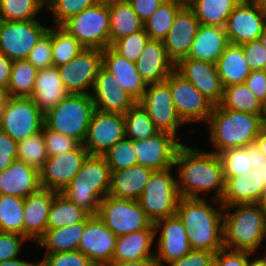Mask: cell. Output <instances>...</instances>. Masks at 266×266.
Segmentation results:
<instances>
[{
	"label": "cell",
	"instance_id": "6da1fadb",
	"mask_svg": "<svg viewBox=\"0 0 266 266\" xmlns=\"http://www.w3.org/2000/svg\"><path fill=\"white\" fill-rule=\"evenodd\" d=\"M174 168L182 198H202L203 193L213 190L214 197L211 199L216 203L221 200L225 179L223 163L218 154L182 144L176 152Z\"/></svg>",
	"mask_w": 266,
	"mask_h": 266
},
{
	"label": "cell",
	"instance_id": "7a4b0ae2",
	"mask_svg": "<svg viewBox=\"0 0 266 266\" xmlns=\"http://www.w3.org/2000/svg\"><path fill=\"white\" fill-rule=\"evenodd\" d=\"M218 208L205 198H180L176 215L188 232L191 249L216 253L223 245V205Z\"/></svg>",
	"mask_w": 266,
	"mask_h": 266
},
{
	"label": "cell",
	"instance_id": "3957f363",
	"mask_svg": "<svg viewBox=\"0 0 266 266\" xmlns=\"http://www.w3.org/2000/svg\"><path fill=\"white\" fill-rule=\"evenodd\" d=\"M231 210L233 212H230ZM264 239H266V211L260 203L223 207L225 248L256 254Z\"/></svg>",
	"mask_w": 266,
	"mask_h": 266
},
{
	"label": "cell",
	"instance_id": "277c9868",
	"mask_svg": "<svg viewBox=\"0 0 266 266\" xmlns=\"http://www.w3.org/2000/svg\"><path fill=\"white\" fill-rule=\"evenodd\" d=\"M265 114H250L220 105L213 107L207 121L209 125L210 143L216 154L230 148L245 147L253 144L264 124Z\"/></svg>",
	"mask_w": 266,
	"mask_h": 266
},
{
	"label": "cell",
	"instance_id": "5b68a950",
	"mask_svg": "<svg viewBox=\"0 0 266 266\" xmlns=\"http://www.w3.org/2000/svg\"><path fill=\"white\" fill-rule=\"evenodd\" d=\"M111 170L103 156L89 155L80 171L61 192L90 215H97L100 202L108 195Z\"/></svg>",
	"mask_w": 266,
	"mask_h": 266
},
{
	"label": "cell",
	"instance_id": "8992f818",
	"mask_svg": "<svg viewBox=\"0 0 266 266\" xmlns=\"http://www.w3.org/2000/svg\"><path fill=\"white\" fill-rule=\"evenodd\" d=\"M94 110L91 95L69 93L44 114V125L82 144Z\"/></svg>",
	"mask_w": 266,
	"mask_h": 266
},
{
	"label": "cell",
	"instance_id": "52a82bcc",
	"mask_svg": "<svg viewBox=\"0 0 266 266\" xmlns=\"http://www.w3.org/2000/svg\"><path fill=\"white\" fill-rule=\"evenodd\" d=\"M108 1L100 0L66 20L63 27L85 48L104 50L110 47Z\"/></svg>",
	"mask_w": 266,
	"mask_h": 266
},
{
	"label": "cell",
	"instance_id": "ba28073f",
	"mask_svg": "<svg viewBox=\"0 0 266 266\" xmlns=\"http://www.w3.org/2000/svg\"><path fill=\"white\" fill-rule=\"evenodd\" d=\"M174 167L153 171L138 202L147 217L155 223L162 218L176 215L181 198L176 177L172 176Z\"/></svg>",
	"mask_w": 266,
	"mask_h": 266
},
{
	"label": "cell",
	"instance_id": "9c48e42d",
	"mask_svg": "<svg viewBox=\"0 0 266 266\" xmlns=\"http://www.w3.org/2000/svg\"><path fill=\"white\" fill-rule=\"evenodd\" d=\"M97 216L117 237L146 229L153 223L138 200L116 198L110 194L100 202Z\"/></svg>",
	"mask_w": 266,
	"mask_h": 266
},
{
	"label": "cell",
	"instance_id": "30bf717a",
	"mask_svg": "<svg viewBox=\"0 0 266 266\" xmlns=\"http://www.w3.org/2000/svg\"><path fill=\"white\" fill-rule=\"evenodd\" d=\"M44 126V114L30 97H10L0 121V129L19 142L38 134Z\"/></svg>",
	"mask_w": 266,
	"mask_h": 266
},
{
	"label": "cell",
	"instance_id": "8fae6325",
	"mask_svg": "<svg viewBox=\"0 0 266 266\" xmlns=\"http://www.w3.org/2000/svg\"><path fill=\"white\" fill-rule=\"evenodd\" d=\"M48 27L40 21H1L0 53L12 61L25 60Z\"/></svg>",
	"mask_w": 266,
	"mask_h": 266
},
{
	"label": "cell",
	"instance_id": "7c38bea8",
	"mask_svg": "<svg viewBox=\"0 0 266 266\" xmlns=\"http://www.w3.org/2000/svg\"><path fill=\"white\" fill-rule=\"evenodd\" d=\"M166 81L169 83L176 112L185 124L208 121L214 105L188 80L175 70Z\"/></svg>",
	"mask_w": 266,
	"mask_h": 266
},
{
	"label": "cell",
	"instance_id": "4fadbf2b",
	"mask_svg": "<svg viewBox=\"0 0 266 266\" xmlns=\"http://www.w3.org/2000/svg\"><path fill=\"white\" fill-rule=\"evenodd\" d=\"M101 66L102 50L84 48L68 63L57 68L62 84L69 93L90 95Z\"/></svg>",
	"mask_w": 266,
	"mask_h": 266
},
{
	"label": "cell",
	"instance_id": "5bb4252c",
	"mask_svg": "<svg viewBox=\"0 0 266 266\" xmlns=\"http://www.w3.org/2000/svg\"><path fill=\"white\" fill-rule=\"evenodd\" d=\"M138 102L147 111L159 131L168 132L177 137V130L182 125H186L176 112L169 83L166 80L148 84Z\"/></svg>",
	"mask_w": 266,
	"mask_h": 266
},
{
	"label": "cell",
	"instance_id": "9a60e30c",
	"mask_svg": "<svg viewBox=\"0 0 266 266\" xmlns=\"http://www.w3.org/2000/svg\"><path fill=\"white\" fill-rule=\"evenodd\" d=\"M125 137V120L121 113L95 109L83 145L89 155L103 156Z\"/></svg>",
	"mask_w": 266,
	"mask_h": 266
},
{
	"label": "cell",
	"instance_id": "2e32d148",
	"mask_svg": "<svg viewBox=\"0 0 266 266\" xmlns=\"http://www.w3.org/2000/svg\"><path fill=\"white\" fill-rule=\"evenodd\" d=\"M265 26L266 13L253 0H241L229 15L225 32L229 43L242 45L259 39Z\"/></svg>",
	"mask_w": 266,
	"mask_h": 266
},
{
	"label": "cell",
	"instance_id": "e0dca14e",
	"mask_svg": "<svg viewBox=\"0 0 266 266\" xmlns=\"http://www.w3.org/2000/svg\"><path fill=\"white\" fill-rule=\"evenodd\" d=\"M89 156L83 144L74 150L48 158L39 171L41 187L61 193L80 171Z\"/></svg>",
	"mask_w": 266,
	"mask_h": 266
},
{
	"label": "cell",
	"instance_id": "ac0fdd59",
	"mask_svg": "<svg viewBox=\"0 0 266 266\" xmlns=\"http://www.w3.org/2000/svg\"><path fill=\"white\" fill-rule=\"evenodd\" d=\"M154 225L155 237L161 230L157 243L158 250L154 251L158 266L178 260L192 250L187 229L177 215L157 220Z\"/></svg>",
	"mask_w": 266,
	"mask_h": 266
},
{
	"label": "cell",
	"instance_id": "d6986e66",
	"mask_svg": "<svg viewBox=\"0 0 266 266\" xmlns=\"http://www.w3.org/2000/svg\"><path fill=\"white\" fill-rule=\"evenodd\" d=\"M132 143L136 150L137 165L153 171L174 167L176 152L182 145L177 137L164 131L143 141L132 140Z\"/></svg>",
	"mask_w": 266,
	"mask_h": 266
},
{
	"label": "cell",
	"instance_id": "ffe728a7",
	"mask_svg": "<svg viewBox=\"0 0 266 266\" xmlns=\"http://www.w3.org/2000/svg\"><path fill=\"white\" fill-rule=\"evenodd\" d=\"M117 236L97 215L86 219L78 250L95 266H105L113 259Z\"/></svg>",
	"mask_w": 266,
	"mask_h": 266
},
{
	"label": "cell",
	"instance_id": "44dd1931",
	"mask_svg": "<svg viewBox=\"0 0 266 266\" xmlns=\"http://www.w3.org/2000/svg\"><path fill=\"white\" fill-rule=\"evenodd\" d=\"M175 71L190 81L214 106L221 103L224 87L216 63L186 57L175 64Z\"/></svg>",
	"mask_w": 266,
	"mask_h": 266
},
{
	"label": "cell",
	"instance_id": "7402d4cb",
	"mask_svg": "<svg viewBox=\"0 0 266 266\" xmlns=\"http://www.w3.org/2000/svg\"><path fill=\"white\" fill-rule=\"evenodd\" d=\"M90 95L95 109L104 112L125 114L137 102L103 66L99 68Z\"/></svg>",
	"mask_w": 266,
	"mask_h": 266
},
{
	"label": "cell",
	"instance_id": "603a6c76",
	"mask_svg": "<svg viewBox=\"0 0 266 266\" xmlns=\"http://www.w3.org/2000/svg\"><path fill=\"white\" fill-rule=\"evenodd\" d=\"M199 26L200 22L189 6L184 5L177 12L163 40L167 54L175 64L188 56Z\"/></svg>",
	"mask_w": 266,
	"mask_h": 266
},
{
	"label": "cell",
	"instance_id": "cb8c5ba5",
	"mask_svg": "<svg viewBox=\"0 0 266 266\" xmlns=\"http://www.w3.org/2000/svg\"><path fill=\"white\" fill-rule=\"evenodd\" d=\"M58 192L40 187L24 198V237L37 242L47 230L48 212Z\"/></svg>",
	"mask_w": 266,
	"mask_h": 266
},
{
	"label": "cell",
	"instance_id": "d4e9b609",
	"mask_svg": "<svg viewBox=\"0 0 266 266\" xmlns=\"http://www.w3.org/2000/svg\"><path fill=\"white\" fill-rule=\"evenodd\" d=\"M265 192L261 172L251 169L241 176L227 178L220 202L223 206L260 203Z\"/></svg>",
	"mask_w": 266,
	"mask_h": 266
},
{
	"label": "cell",
	"instance_id": "484cf974",
	"mask_svg": "<svg viewBox=\"0 0 266 266\" xmlns=\"http://www.w3.org/2000/svg\"><path fill=\"white\" fill-rule=\"evenodd\" d=\"M136 69L146 84L163 82L175 70L161 40H149L135 62Z\"/></svg>",
	"mask_w": 266,
	"mask_h": 266
},
{
	"label": "cell",
	"instance_id": "4316f807",
	"mask_svg": "<svg viewBox=\"0 0 266 266\" xmlns=\"http://www.w3.org/2000/svg\"><path fill=\"white\" fill-rule=\"evenodd\" d=\"M40 187L39 171L18 159L0 172V195L25 198Z\"/></svg>",
	"mask_w": 266,
	"mask_h": 266
},
{
	"label": "cell",
	"instance_id": "83f0119b",
	"mask_svg": "<svg viewBox=\"0 0 266 266\" xmlns=\"http://www.w3.org/2000/svg\"><path fill=\"white\" fill-rule=\"evenodd\" d=\"M102 66L108 70L137 102L147 88L146 82L136 69L134 62L120 56L111 47L102 50Z\"/></svg>",
	"mask_w": 266,
	"mask_h": 266
},
{
	"label": "cell",
	"instance_id": "f1b7e54d",
	"mask_svg": "<svg viewBox=\"0 0 266 266\" xmlns=\"http://www.w3.org/2000/svg\"><path fill=\"white\" fill-rule=\"evenodd\" d=\"M68 95L69 92L62 84L57 67L37 71L34 90L30 98L43 114L54 108Z\"/></svg>",
	"mask_w": 266,
	"mask_h": 266
},
{
	"label": "cell",
	"instance_id": "f546056e",
	"mask_svg": "<svg viewBox=\"0 0 266 266\" xmlns=\"http://www.w3.org/2000/svg\"><path fill=\"white\" fill-rule=\"evenodd\" d=\"M228 44L225 27L200 24L187 58L216 63Z\"/></svg>",
	"mask_w": 266,
	"mask_h": 266
},
{
	"label": "cell",
	"instance_id": "4dcf8cb0",
	"mask_svg": "<svg viewBox=\"0 0 266 266\" xmlns=\"http://www.w3.org/2000/svg\"><path fill=\"white\" fill-rule=\"evenodd\" d=\"M155 225L152 223L148 228L131 232L117 237L114 261H131L145 258H155L152 244L155 237Z\"/></svg>",
	"mask_w": 266,
	"mask_h": 266
},
{
	"label": "cell",
	"instance_id": "1f68e13d",
	"mask_svg": "<svg viewBox=\"0 0 266 266\" xmlns=\"http://www.w3.org/2000/svg\"><path fill=\"white\" fill-rule=\"evenodd\" d=\"M153 170L135 165L111 171L110 195L116 198L138 200L149 182Z\"/></svg>",
	"mask_w": 266,
	"mask_h": 266
},
{
	"label": "cell",
	"instance_id": "d6a6232c",
	"mask_svg": "<svg viewBox=\"0 0 266 266\" xmlns=\"http://www.w3.org/2000/svg\"><path fill=\"white\" fill-rule=\"evenodd\" d=\"M224 171V179L241 176L251 169H259L266 161L255 143L245 147L230 148L218 154Z\"/></svg>",
	"mask_w": 266,
	"mask_h": 266
},
{
	"label": "cell",
	"instance_id": "836d02e7",
	"mask_svg": "<svg viewBox=\"0 0 266 266\" xmlns=\"http://www.w3.org/2000/svg\"><path fill=\"white\" fill-rule=\"evenodd\" d=\"M108 7L110 47L117 40L144 29V22L127 0L108 1Z\"/></svg>",
	"mask_w": 266,
	"mask_h": 266
},
{
	"label": "cell",
	"instance_id": "e575fe53",
	"mask_svg": "<svg viewBox=\"0 0 266 266\" xmlns=\"http://www.w3.org/2000/svg\"><path fill=\"white\" fill-rule=\"evenodd\" d=\"M223 87L244 83L251 69L244 58L241 45L229 43L216 62Z\"/></svg>",
	"mask_w": 266,
	"mask_h": 266
},
{
	"label": "cell",
	"instance_id": "d590c367",
	"mask_svg": "<svg viewBox=\"0 0 266 266\" xmlns=\"http://www.w3.org/2000/svg\"><path fill=\"white\" fill-rule=\"evenodd\" d=\"M85 225L86 220L56 229H47L36 243L44 247L47 253L76 251Z\"/></svg>",
	"mask_w": 266,
	"mask_h": 266
},
{
	"label": "cell",
	"instance_id": "8d00e7d4",
	"mask_svg": "<svg viewBox=\"0 0 266 266\" xmlns=\"http://www.w3.org/2000/svg\"><path fill=\"white\" fill-rule=\"evenodd\" d=\"M241 0H194L188 6L202 25L225 27L229 15Z\"/></svg>",
	"mask_w": 266,
	"mask_h": 266
},
{
	"label": "cell",
	"instance_id": "74e56055",
	"mask_svg": "<svg viewBox=\"0 0 266 266\" xmlns=\"http://www.w3.org/2000/svg\"><path fill=\"white\" fill-rule=\"evenodd\" d=\"M219 105L224 109L244 113L265 114V105L245 83L224 87L223 98Z\"/></svg>",
	"mask_w": 266,
	"mask_h": 266
},
{
	"label": "cell",
	"instance_id": "f35d334b",
	"mask_svg": "<svg viewBox=\"0 0 266 266\" xmlns=\"http://www.w3.org/2000/svg\"><path fill=\"white\" fill-rule=\"evenodd\" d=\"M89 216L83 208L69 201L62 193H57L48 212L47 229L84 222Z\"/></svg>",
	"mask_w": 266,
	"mask_h": 266
},
{
	"label": "cell",
	"instance_id": "ab89813d",
	"mask_svg": "<svg viewBox=\"0 0 266 266\" xmlns=\"http://www.w3.org/2000/svg\"><path fill=\"white\" fill-rule=\"evenodd\" d=\"M174 0H164L153 14L144 22V29L150 40L163 41L170 31L177 12L183 7Z\"/></svg>",
	"mask_w": 266,
	"mask_h": 266
},
{
	"label": "cell",
	"instance_id": "60d3db41",
	"mask_svg": "<svg viewBox=\"0 0 266 266\" xmlns=\"http://www.w3.org/2000/svg\"><path fill=\"white\" fill-rule=\"evenodd\" d=\"M123 116L125 137L131 140L143 141L159 132L139 102H136Z\"/></svg>",
	"mask_w": 266,
	"mask_h": 266
},
{
	"label": "cell",
	"instance_id": "b9f144b4",
	"mask_svg": "<svg viewBox=\"0 0 266 266\" xmlns=\"http://www.w3.org/2000/svg\"><path fill=\"white\" fill-rule=\"evenodd\" d=\"M37 69L27 60L13 61L8 93L10 97H31L37 76Z\"/></svg>",
	"mask_w": 266,
	"mask_h": 266
},
{
	"label": "cell",
	"instance_id": "7bdbcfd3",
	"mask_svg": "<svg viewBox=\"0 0 266 266\" xmlns=\"http://www.w3.org/2000/svg\"><path fill=\"white\" fill-rule=\"evenodd\" d=\"M48 30L51 32L54 67L68 63L85 48L61 26L48 27Z\"/></svg>",
	"mask_w": 266,
	"mask_h": 266
},
{
	"label": "cell",
	"instance_id": "ee69618b",
	"mask_svg": "<svg viewBox=\"0 0 266 266\" xmlns=\"http://www.w3.org/2000/svg\"><path fill=\"white\" fill-rule=\"evenodd\" d=\"M24 198L0 195V232L24 236Z\"/></svg>",
	"mask_w": 266,
	"mask_h": 266
},
{
	"label": "cell",
	"instance_id": "f6af8a7d",
	"mask_svg": "<svg viewBox=\"0 0 266 266\" xmlns=\"http://www.w3.org/2000/svg\"><path fill=\"white\" fill-rule=\"evenodd\" d=\"M42 8L45 5L41 0H0V20H36Z\"/></svg>",
	"mask_w": 266,
	"mask_h": 266
},
{
	"label": "cell",
	"instance_id": "bcb514c9",
	"mask_svg": "<svg viewBox=\"0 0 266 266\" xmlns=\"http://www.w3.org/2000/svg\"><path fill=\"white\" fill-rule=\"evenodd\" d=\"M19 161L25 162L29 166L40 171L48 159L45 140L42 132L29 136L18 142Z\"/></svg>",
	"mask_w": 266,
	"mask_h": 266
},
{
	"label": "cell",
	"instance_id": "7dc6e473",
	"mask_svg": "<svg viewBox=\"0 0 266 266\" xmlns=\"http://www.w3.org/2000/svg\"><path fill=\"white\" fill-rule=\"evenodd\" d=\"M103 157L111 171H118L137 165L136 150L132 140L127 137L115 143Z\"/></svg>",
	"mask_w": 266,
	"mask_h": 266
},
{
	"label": "cell",
	"instance_id": "c3c4849f",
	"mask_svg": "<svg viewBox=\"0 0 266 266\" xmlns=\"http://www.w3.org/2000/svg\"><path fill=\"white\" fill-rule=\"evenodd\" d=\"M100 0H50L45 8L53 14L54 26H61L70 17L92 7Z\"/></svg>",
	"mask_w": 266,
	"mask_h": 266
},
{
	"label": "cell",
	"instance_id": "681fc988",
	"mask_svg": "<svg viewBox=\"0 0 266 266\" xmlns=\"http://www.w3.org/2000/svg\"><path fill=\"white\" fill-rule=\"evenodd\" d=\"M149 40L148 34L143 29L117 40L111 48L120 56L135 63Z\"/></svg>",
	"mask_w": 266,
	"mask_h": 266
},
{
	"label": "cell",
	"instance_id": "f907efd6",
	"mask_svg": "<svg viewBox=\"0 0 266 266\" xmlns=\"http://www.w3.org/2000/svg\"><path fill=\"white\" fill-rule=\"evenodd\" d=\"M48 158L74 150L80 143L74 138L47 128H42Z\"/></svg>",
	"mask_w": 266,
	"mask_h": 266
},
{
	"label": "cell",
	"instance_id": "816d5d0a",
	"mask_svg": "<svg viewBox=\"0 0 266 266\" xmlns=\"http://www.w3.org/2000/svg\"><path fill=\"white\" fill-rule=\"evenodd\" d=\"M27 60L37 69L53 67L51 32H47L39 39L36 46L31 50Z\"/></svg>",
	"mask_w": 266,
	"mask_h": 266
},
{
	"label": "cell",
	"instance_id": "f5cc1de1",
	"mask_svg": "<svg viewBox=\"0 0 266 266\" xmlns=\"http://www.w3.org/2000/svg\"><path fill=\"white\" fill-rule=\"evenodd\" d=\"M41 262L44 266H95L91 260L79 250L46 253Z\"/></svg>",
	"mask_w": 266,
	"mask_h": 266
},
{
	"label": "cell",
	"instance_id": "db71d44e",
	"mask_svg": "<svg viewBox=\"0 0 266 266\" xmlns=\"http://www.w3.org/2000/svg\"><path fill=\"white\" fill-rule=\"evenodd\" d=\"M25 241H27V239L23 235L0 232V263L13 258H18Z\"/></svg>",
	"mask_w": 266,
	"mask_h": 266
},
{
	"label": "cell",
	"instance_id": "11a10c76",
	"mask_svg": "<svg viewBox=\"0 0 266 266\" xmlns=\"http://www.w3.org/2000/svg\"><path fill=\"white\" fill-rule=\"evenodd\" d=\"M244 58L251 71L266 70V48L259 39L241 45Z\"/></svg>",
	"mask_w": 266,
	"mask_h": 266
},
{
	"label": "cell",
	"instance_id": "9f6ffc18",
	"mask_svg": "<svg viewBox=\"0 0 266 266\" xmlns=\"http://www.w3.org/2000/svg\"><path fill=\"white\" fill-rule=\"evenodd\" d=\"M252 255L250 252L223 247L215 253L214 260L219 266H248L249 257Z\"/></svg>",
	"mask_w": 266,
	"mask_h": 266
},
{
	"label": "cell",
	"instance_id": "6f0895ef",
	"mask_svg": "<svg viewBox=\"0 0 266 266\" xmlns=\"http://www.w3.org/2000/svg\"><path fill=\"white\" fill-rule=\"evenodd\" d=\"M214 256V253L207 250L192 249L180 259L167 264L168 266H209L214 260Z\"/></svg>",
	"mask_w": 266,
	"mask_h": 266
},
{
	"label": "cell",
	"instance_id": "680465c9",
	"mask_svg": "<svg viewBox=\"0 0 266 266\" xmlns=\"http://www.w3.org/2000/svg\"><path fill=\"white\" fill-rule=\"evenodd\" d=\"M18 157V142L0 129V172L9 167Z\"/></svg>",
	"mask_w": 266,
	"mask_h": 266
},
{
	"label": "cell",
	"instance_id": "91938a15",
	"mask_svg": "<svg viewBox=\"0 0 266 266\" xmlns=\"http://www.w3.org/2000/svg\"><path fill=\"white\" fill-rule=\"evenodd\" d=\"M244 83L266 106V70L251 71Z\"/></svg>",
	"mask_w": 266,
	"mask_h": 266
},
{
	"label": "cell",
	"instance_id": "94428289",
	"mask_svg": "<svg viewBox=\"0 0 266 266\" xmlns=\"http://www.w3.org/2000/svg\"><path fill=\"white\" fill-rule=\"evenodd\" d=\"M138 17L145 22L164 0H127Z\"/></svg>",
	"mask_w": 266,
	"mask_h": 266
},
{
	"label": "cell",
	"instance_id": "6125c7cd",
	"mask_svg": "<svg viewBox=\"0 0 266 266\" xmlns=\"http://www.w3.org/2000/svg\"><path fill=\"white\" fill-rule=\"evenodd\" d=\"M13 61L0 53V86L8 88Z\"/></svg>",
	"mask_w": 266,
	"mask_h": 266
},
{
	"label": "cell",
	"instance_id": "be15d7a7",
	"mask_svg": "<svg viewBox=\"0 0 266 266\" xmlns=\"http://www.w3.org/2000/svg\"><path fill=\"white\" fill-rule=\"evenodd\" d=\"M105 266H158L155 258H145L131 261H114L112 260Z\"/></svg>",
	"mask_w": 266,
	"mask_h": 266
},
{
	"label": "cell",
	"instance_id": "e7e4bbea",
	"mask_svg": "<svg viewBox=\"0 0 266 266\" xmlns=\"http://www.w3.org/2000/svg\"><path fill=\"white\" fill-rule=\"evenodd\" d=\"M261 153L266 157V125H262L254 142Z\"/></svg>",
	"mask_w": 266,
	"mask_h": 266
},
{
	"label": "cell",
	"instance_id": "03108f58",
	"mask_svg": "<svg viewBox=\"0 0 266 266\" xmlns=\"http://www.w3.org/2000/svg\"><path fill=\"white\" fill-rule=\"evenodd\" d=\"M9 98L8 89L0 86V121Z\"/></svg>",
	"mask_w": 266,
	"mask_h": 266
},
{
	"label": "cell",
	"instance_id": "003e7915",
	"mask_svg": "<svg viewBox=\"0 0 266 266\" xmlns=\"http://www.w3.org/2000/svg\"><path fill=\"white\" fill-rule=\"evenodd\" d=\"M34 263L33 262H28L23 259L18 258H13L10 260H6L0 263V266H32Z\"/></svg>",
	"mask_w": 266,
	"mask_h": 266
},
{
	"label": "cell",
	"instance_id": "a7ac6f4b",
	"mask_svg": "<svg viewBox=\"0 0 266 266\" xmlns=\"http://www.w3.org/2000/svg\"><path fill=\"white\" fill-rule=\"evenodd\" d=\"M248 266H266V252H264V256L260 258H257L256 256L253 261H251L249 258Z\"/></svg>",
	"mask_w": 266,
	"mask_h": 266
},
{
	"label": "cell",
	"instance_id": "89a4df30",
	"mask_svg": "<svg viewBox=\"0 0 266 266\" xmlns=\"http://www.w3.org/2000/svg\"><path fill=\"white\" fill-rule=\"evenodd\" d=\"M257 170L261 172L262 180H264V185L266 189V161H264L263 164Z\"/></svg>",
	"mask_w": 266,
	"mask_h": 266
},
{
	"label": "cell",
	"instance_id": "2644e50d",
	"mask_svg": "<svg viewBox=\"0 0 266 266\" xmlns=\"http://www.w3.org/2000/svg\"><path fill=\"white\" fill-rule=\"evenodd\" d=\"M266 13V0H253Z\"/></svg>",
	"mask_w": 266,
	"mask_h": 266
},
{
	"label": "cell",
	"instance_id": "8c879c8a",
	"mask_svg": "<svg viewBox=\"0 0 266 266\" xmlns=\"http://www.w3.org/2000/svg\"><path fill=\"white\" fill-rule=\"evenodd\" d=\"M259 40L261 41L262 45L266 48V26L263 29V32L261 33Z\"/></svg>",
	"mask_w": 266,
	"mask_h": 266
},
{
	"label": "cell",
	"instance_id": "753ad0ef",
	"mask_svg": "<svg viewBox=\"0 0 266 266\" xmlns=\"http://www.w3.org/2000/svg\"><path fill=\"white\" fill-rule=\"evenodd\" d=\"M260 204L263 207V209L266 211V189H265V192H264V195L262 197Z\"/></svg>",
	"mask_w": 266,
	"mask_h": 266
},
{
	"label": "cell",
	"instance_id": "34e18365",
	"mask_svg": "<svg viewBox=\"0 0 266 266\" xmlns=\"http://www.w3.org/2000/svg\"><path fill=\"white\" fill-rule=\"evenodd\" d=\"M174 1H176V2H179V3H181L182 5H189V4H191L194 0H174Z\"/></svg>",
	"mask_w": 266,
	"mask_h": 266
},
{
	"label": "cell",
	"instance_id": "11e5206c",
	"mask_svg": "<svg viewBox=\"0 0 266 266\" xmlns=\"http://www.w3.org/2000/svg\"><path fill=\"white\" fill-rule=\"evenodd\" d=\"M32 266H44L41 261L34 262Z\"/></svg>",
	"mask_w": 266,
	"mask_h": 266
},
{
	"label": "cell",
	"instance_id": "2a66077c",
	"mask_svg": "<svg viewBox=\"0 0 266 266\" xmlns=\"http://www.w3.org/2000/svg\"><path fill=\"white\" fill-rule=\"evenodd\" d=\"M209 266H219V264L215 260H213Z\"/></svg>",
	"mask_w": 266,
	"mask_h": 266
},
{
	"label": "cell",
	"instance_id": "b9fcfbb0",
	"mask_svg": "<svg viewBox=\"0 0 266 266\" xmlns=\"http://www.w3.org/2000/svg\"><path fill=\"white\" fill-rule=\"evenodd\" d=\"M264 125H266V106H265V116H264Z\"/></svg>",
	"mask_w": 266,
	"mask_h": 266
},
{
	"label": "cell",
	"instance_id": "09005b40",
	"mask_svg": "<svg viewBox=\"0 0 266 266\" xmlns=\"http://www.w3.org/2000/svg\"><path fill=\"white\" fill-rule=\"evenodd\" d=\"M43 2V4L46 6V4L50 1V0H41Z\"/></svg>",
	"mask_w": 266,
	"mask_h": 266
}]
</instances>
